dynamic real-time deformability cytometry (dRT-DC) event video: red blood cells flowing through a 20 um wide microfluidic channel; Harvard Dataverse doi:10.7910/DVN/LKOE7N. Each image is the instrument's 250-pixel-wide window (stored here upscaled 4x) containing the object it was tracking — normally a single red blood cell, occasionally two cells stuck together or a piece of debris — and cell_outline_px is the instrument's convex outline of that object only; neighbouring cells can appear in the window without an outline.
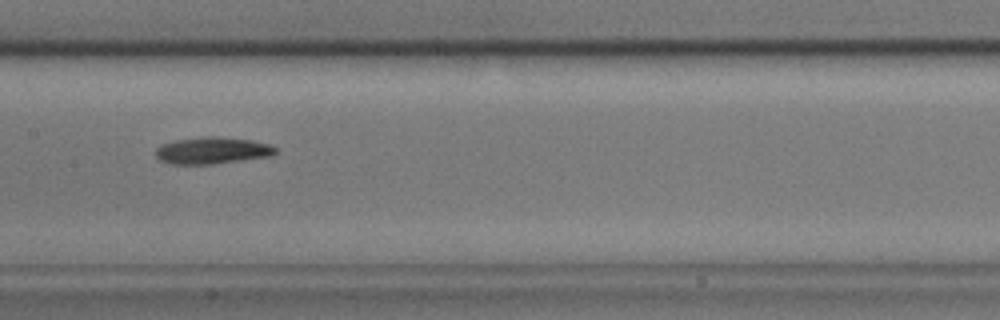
{"species": "common noctule bat (a hibernating species)", "species_latin": "Nyctalus noctula", "temperature_condition": "cold", "stored_images_in_passage": 15, "camera_frame_rate_fps": 3000, "um_per_image_px": 0.085, "animal": {"sex": "male", "body_mass_g": 17.9}, "frame": {"image": 1, "passage_image": 13, "time_ms": 4.0, "image_size_px": [1000, 320], "cell_outline_px": [[276, 152], [272, 156], [212, 164], [168, 164], [160, 160], [156, 156], [156, 148], [160, 144], [176, 140], [204, 136], [216, 136], [252, 140], [268, 144], [276, 148]], "centroid_in_image_um": [18.02, 12.79], "position_along_channel_um": 189.4, "area_um2": 18.79}}